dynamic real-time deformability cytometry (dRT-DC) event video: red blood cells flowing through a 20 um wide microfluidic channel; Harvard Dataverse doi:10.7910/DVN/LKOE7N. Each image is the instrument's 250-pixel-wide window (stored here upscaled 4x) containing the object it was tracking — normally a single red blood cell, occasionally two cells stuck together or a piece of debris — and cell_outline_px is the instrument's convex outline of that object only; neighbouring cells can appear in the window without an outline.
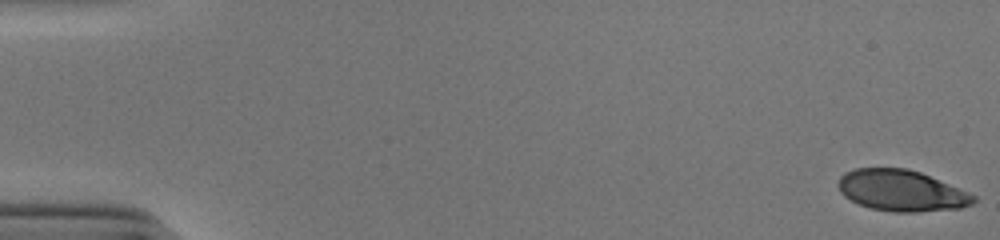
{"species": "human", "species_latin": "Homo sapiens", "temperature_condition": "cold", "stored_images_in_passage": 53, "camera_frame_rate_fps": 3000, "um_per_image_px": 0.085, "donor": {"sex": "male"}, "frame": {"image": 1, "passage_image": 1, "time_ms": 0.0, "image_size_px": [1000, 240], "cell_outline_px": [[976, 200], [972, 204], [960, 208], [916, 212], [892, 212], [872, 208], [860, 204], [844, 196], [840, 192], [836, 184], [840, 176], [844, 172], [856, 168], [908, 168], [920, 172], [968, 192], [976, 196]], "centroid_in_image_um": [76.59, 16.2], "position_along_channel_um": 8.4, "area_um2": 32.43}}
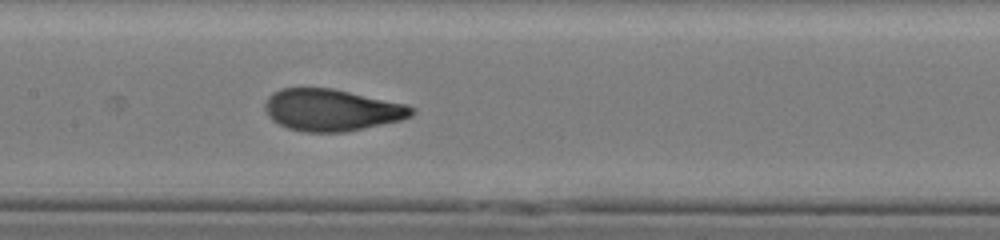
{"frame": {"image": 2, "passage_image": 27, "time_ms": 8.667, "image_size_px": [1000, 240], "cell_outline_px": [[416, 112], [412, 116], [400, 120], [364, 128], [344, 132], [304, 132], [288, 128], [272, 120], [268, 116], [264, 108], [264, 104], [268, 96], [272, 92], [280, 88], [332, 88], [408, 104], [416, 108]], "centroid_in_image_um": [28.2, 9.34], "position_along_channel_um": 179.2, "area_um2": 36.01}}
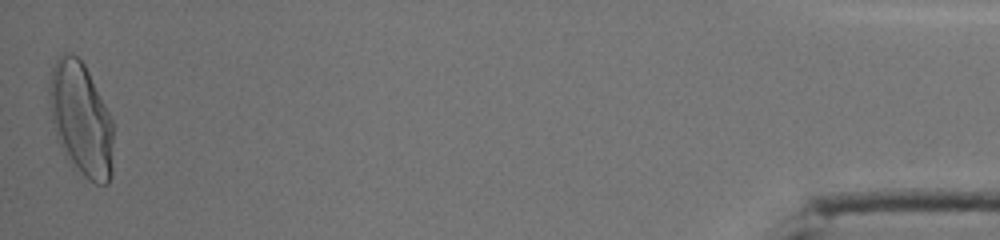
{"frame": {"image": 3, "passage_image": 53, "time_ms": 17.333, "image_size_px": [1000, 240], "cell_outline_px": [[112, 176], [108, 184], [96, 184], [88, 180], [84, 176], [56, 140], [48, 104], [48, 88], [52, 68], [56, 60], [64, 52], [72, 52], [84, 64], [112, 120]], "centroid_in_image_um": [6.86, 10.1], "position_along_channel_um": 428.3, "area_um2": 41.85}, "authors_computed_cell_mechanics": {"area_um2": 35.258, "velocity_mm_per_s": 3.8848, "shape_relaxation_time_tau1_ms": 4.8859, "shape_relaxation_time_tau2_ms": null, "deformation_change_tau1": 0.2193, "deformation_change_tau2": null}}